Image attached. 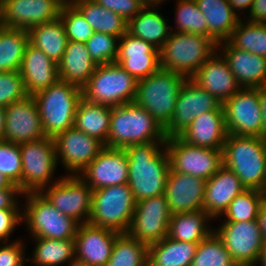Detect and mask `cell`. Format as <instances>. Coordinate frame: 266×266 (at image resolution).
<instances>
[{"label":"cell","instance_id":"obj_43","mask_svg":"<svg viewBox=\"0 0 266 266\" xmlns=\"http://www.w3.org/2000/svg\"><path fill=\"white\" fill-rule=\"evenodd\" d=\"M191 266H237L222 240L213 231L198 243Z\"/></svg>","mask_w":266,"mask_h":266},{"label":"cell","instance_id":"obj_64","mask_svg":"<svg viewBox=\"0 0 266 266\" xmlns=\"http://www.w3.org/2000/svg\"><path fill=\"white\" fill-rule=\"evenodd\" d=\"M265 157H266V139H265Z\"/></svg>","mask_w":266,"mask_h":266},{"label":"cell","instance_id":"obj_27","mask_svg":"<svg viewBox=\"0 0 266 266\" xmlns=\"http://www.w3.org/2000/svg\"><path fill=\"white\" fill-rule=\"evenodd\" d=\"M245 189L238 176L222 166L206 181L203 211L212 219L223 216L230 202Z\"/></svg>","mask_w":266,"mask_h":266},{"label":"cell","instance_id":"obj_6","mask_svg":"<svg viewBox=\"0 0 266 266\" xmlns=\"http://www.w3.org/2000/svg\"><path fill=\"white\" fill-rule=\"evenodd\" d=\"M217 48L209 37L172 31L160 49V65L191 78Z\"/></svg>","mask_w":266,"mask_h":266},{"label":"cell","instance_id":"obj_5","mask_svg":"<svg viewBox=\"0 0 266 266\" xmlns=\"http://www.w3.org/2000/svg\"><path fill=\"white\" fill-rule=\"evenodd\" d=\"M186 77L160 68L154 74L137 81L134 102L147 110L165 128L175 111L177 96Z\"/></svg>","mask_w":266,"mask_h":266},{"label":"cell","instance_id":"obj_63","mask_svg":"<svg viewBox=\"0 0 266 266\" xmlns=\"http://www.w3.org/2000/svg\"><path fill=\"white\" fill-rule=\"evenodd\" d=\"M0 20H1V0H0Z\"/></svg>","mask_w":266,"mask_h":266},{"label":"cell","instance_id":"obj_55","mask_svg":"<svg viewBox=\"0 0 266 266\" xmlns=\"http://www.w3.org/2000/svg\"><path fill=\"white\" fill-rule=\"evenodd\" d=\"M228 2L232 7V9L234 10V12L237 14L241 10L242 13L244 12L243 10H248V12H250L254 0H228Z\"/></svg>","mask_w":266,"mask_h":266},{"label":"cell","instance_id":"obj_13","mask_svg":"<svg viewBox=\"0 0 266 266\" xmlns=\"http://www.w3.org/2000/svg\"><path fill=\"white\" fill-rule=\"evenodd\" d=\"M237 266L256 265L265 243L257 220L224 222L214 229Z\"/></svg>","mask_w":266,"mask_h":266},{"label":"cell","instance_id":"obj_57","mask_svg":"<svg viewBox=\"0 0 266 266\" xmlns=\"http://www.w3.org/2000/svg\"><path fill=\"white\" fill-rule=\"evenodd\" d=\"M13 184L0 173V189L10 188Z\"/></svg>","mask_w":266,"mask_h":266},{"label":"cell","instance_id":"obj_25","mask_svg":"<svg viewBox=\"0 0 266 266\" xmlns=\"http://www.w3.org/2000/svg\"><path fill=\"white\" fill-rule=\"evenodd\" d=\"M241 88L266 85V58L235 48L229 41L217 44ZM221 49V50H220Z\"/></svg>","mask_w":266,"mask_h":266},{"label":"cell","instance_id":"obj_61","mask_svg":"<svg viewBox=\"0 0 266 266\" xmlns=\"http://www.w3.org/2000/svg\"><path fill=\"white\" fill-rule=\"evenodd\" d=\"M138 1L141 2L144 6H150L151 5L150 0H138Z\"/></svg>","mask_w":266,"mask_h":266},{"label":"cell","instance_id":"obj_7","mask_svg":"<svg viewBox=\"0 0 266 266\" xmlns=\"http://www.w3.org/2000/svg\"><path fill=\"white\" fill-rule=\"evenodd\" d=\"M137 80L116 62L97 65L82 88V97L90 103L111 107L134 102Z\"/></svg>","mask_w":266,"mask_h":266},{"label":"cell","instance_id":"obj_29","mask_svg":"<svg viewBox=\"0 0 266 266\" xmlns=\"http://www.w3.org/2000/svg\"><path fill=\"white\" fill-rule=\"evenodd\" d=\"M96 66L85 43L68 41L58 63L59 80L82 89L93 75Z\"/></svg>","mask_w":266,"mask_h":266},{"label":"cell","instance_id":"obj_60","mask_svg":"<svg viewBox=\"0 0 266 266\" xmlns=\"http://www.w3.org/2000/svg\"><path fill=\"white\" fill-rule=\"evenodd\" d=\"M151 1V5H157L158 7H160L159 5H161L165 0H150Z\"/></svg>","mask_w":266,"mask_h":266},{"label":"cell","instance_id":"obj_2","mask_svg":"<svg viewBox=\"0 0 266 266\" xmlns=\"http://www.w3.org/2000/svg\"><path fill=\"white\" fill-rule=\"evenodd\" d=\"M223 166L233 171L246 189L266 192L265 139L227 134Z\"/></svg>","mask_w":266,"mask_h":266},{"label":"cell","instance_id":"obj_39","mask_svg":"<svg viewBox=\"0 0 266 266\" xmlns=\"http://www.w3.org/2000/svg\"><path fill=\"white\" fill-rule=\"evenodd\" d=\"M147 264L148 245L131 237L128 233H119L106 266H145Z\"/></svg>","mask_w":266,"mask_h":266},{"label":"cell","instance_id":"obj_15","mask_svg":"<svg viewBox=\"0 0 266 266\" xmlns=\"http://www.w3.org/2000/svg\"><path fill=\"white\" fill-rule=\"evenodd\" d=\"M222 106L228 134L262 137L258 88H241Z\"/></svg>","mask_w":266,"mask_h":266},{"label":"cell","instance_id":"obj_46","mask_svg":"<svg viewBox=\"0 0 266 266\" xmlns=\"http://www.w3.org/2000/svg\"><path fill=\"white\" fill-rule=\"evenodd\" d=\"M0 173L22 191V159L19 144L0 141Z\"/></svg>","mask_w":266,"mask_h":266},{"label":"cell","instance_id":"obj_50","mask_svg":"<svg viewBox=\"0 0 266 266\" xmlns=\"http://www.w3.org/2000/svg\"><path fill=\"white\" fill-rule=\"evenodd\" d=\"M22 210L0 209V243L8 242L18 224L22 223Z\"/></svg>","mask_w":266,"mask_h":266},{"label":"cell","instance_id":"obj_1","mask_svg":"<svg viewBox=\"0 0 266 266\" xmlns=\"http://www.w3.org/2000/svg\"><path fill=\"white\" fill-rule=\"evenodd\" d=\"M124 150L128 158V185L136 202L164 194L170 171L165 142L132 144Z\"/></svg>","mask_w":266,"mask_h":266},{"label":"cell","instance_id":"obj_21","mask_svg":"<svg viewBox=\"0 0 266 266\" xmlns=\"http://www.w3.org/2000/svg\"><path fill=\"white\" fill-rule=\"evenodd\" d=\"M115 62L139 81L161 68L160 50L126 31L119 38Z\"/></svg>","mask_w":266,"mask_h":266},{"label":"cell","instance_id":"obj_33","mask_svg":"<svg viewBox=\"0 0 266 266\" xmlns=\"http://www.w3.org/2000/svg\"><path fill=\"white\" fill-rule=\"evenodd\" d=\"M111 111V106L90 103L82 98L75 113L74 127L107 146Z\"/></svg>","mask_w":266,"mask_h":266},{"label":"cell","instance_id":"obj_41","mask_svg":"<svg viewBox=\"0 0 266 266\" xmlns=\"http://www.w3.org/2000/svg\"><path fill=\"white\" fill-rule=\"evenodd\" d=\"M266 199V192L245 189L229 204L223 215L225 222H245L257 220L261 204Z\"/></svg>","mask_w":266,"mask_h":266},{"label":"cell","instance_id":"obj_38","mask_svg":"<svg viewBox=\"0 0 266 266\" xmlns=\"http://www.w3.org/2000/svg\"><path fill=\"white\" fill-rule=\"evenodd\" d=\"M36 245L27 261L36 266H59L75 259V241L34 238Z\"/></svg>","mask_w":266,"mask_h":266},{"label":"cell","instance_id":"obj_3","mask_svg":"<svg viewBox=\"0 0 266 266\" xmlns=\"http://www.w3.org/2000/svg\"><path fill=\"white\" fill-rule=\"evenodd\" d=\"M165 130L152 115L135 102L112 107L107 147L165 142Z\"/></svg>","mask_w":266,"mask_h":266},{"label":"cell","instance_id":"obj_40","mask_svg":"<svg viewBox=\"0 0 266 266\" xmlns=\"http://www.w3.org/2000/svg\"><path fill=\"white\" fill-rule=\"evenodd\" d=\"M235 48L266 58V23L239 21L228 40Z\"/></svg>","mask_w":266,"mask_h":266},{"label":"cell","instance_id":"obj_62","mask_svg":"<svg viewBox=\"0 0 266 266\" xmlns=\"http://www.w3.org/2000/svg\"><path fill=\"white\" fill-rule=\"evenodd\" d=\"M64 3H72L75 0H62Z\"/></svg>","mask_w":266,"mask_h":266},{"label":"cell","instance_id":"obj_24","mask_svg":"<svg viewBox=\"0 0 266 266\" xmlns=\"http://www.w3.org/2000/svg\"><path fill=\"white\" fill-rule=\"evenodd\" d=\"M191 79L222 104L241 89L228 62L218 50L199 67Z\"/></svg>","mask_w":266,"mask_h":266},{"label":"cell","instance_id":"obj_12","mask_svg":"<svg viewBox=\"0 0 266 266\" xmlns=\"http://www.w3.org/2000/svg\"><path fill=\"white\" fill-rule=\"evenodd\" d=\"M40 193L59 212L79 224L88 223L93 190L78 175H63Z\"/></svg>","mask_w":266,"mask_h":266},{"label":"cell","instance_id":"obj_37","mask_svg":"<svg viewBox=\"0 0 266 266\" xmlns=\"http://www.w3.org/2000/svg\"><path fill=\"white\" fill-rule=\"evenodd\" d=\"M28 44V30L0 25V72L19 71Z\"/></svg>","mask_w":266,"mask_h":266},{"label":"cell","instance_id":"obj_53","mask_svg":"<svg viewBox=\"0 0 266 266\" xmlns=\"http://www.w3.org/2000/svg\"><path fill=\"white\" fill-rule=\"evenodd\" d=\"M259 104L262 113V138L266 139V85L257 87Z\"/></svg>","mask_w":266,"mask_h":266},{"label":"cell","instance_id":"obj_34","mask_svg":"<svg viewBox=\"0 0 266 266\" xmlns=\"http://www.w3.org/2000/svg\"><path fill=\"white\" fill-rule=\"evenodd\" d=\"M198 243L173 240L165 237L148 245L150 266H191Z\"/></svg>","mask_w":266,"mask_h":266},{"label":"cell","instance_id":"obj_49","mask_svg":"<svg viewBox=\"0 0 266 266\" xmlns=\"http://www.w3.org/2000/svg\"><path fill=\"white\" fill-rule=\"evenodd\" d=\"M107 10H111L129 22L144 5L138 0H94Z\"/></svg>","mask_w":266,"mask_h":266},{"label":"cell","instance_id":"obj_22","mask_svg":"<svg viewBox=\"0 0 266 266\" xmlns=\"http://www.w3.org/2000/svg\"><path fill=\"white\" fill-rule=\"evenodd\" d=\"M119 232L95 226L79 224L75 236V258L90 266H106Z\"/></svg>","mask_w":266,"mask_h":266},{"label":"cell","instance_id":"obj_17","mask_svg":"<svg viewBox=\"0 0 266 266\" xmlns=\"http://www.w3.org/2000/svg\"><path fill=\"white\" fill-rule=\"evenodd\" d=\"M57 163L63 164L68 175H79L101 152L105 144L75 127L54 138Z\"/></svg>","mask_w":266,"mask_h":266},{"label":"cell","instance_id":"obj_9","mask_svg":"<svg viewBox=\"0 0 266 266\" xmlns=\"http://www.w3.org/2000/svg\"><path fill=\"white\" fill-rule=\"evenodd\" d=\"M136 200L128 183L93 190L88 223L127 233Z\"/></svg>","mask_w":266,"mask_h":266},{"label":"cell","instance_id":"obj_59","mask_svg":"<svg viewBox=\"0 0 266 266\" xmlns=\"http://www.w3.org/2000/svg\"><path fill=\"white\" fill-rule=\"evenodd\" d=\"M68 266H90L86 262H82L80 260H77L76 258L69 263Z\"/></svg>","mask_w":266,"mask_h":266},{"label":"cell","instance_id":"obj_36","mask_svg":"<svg viewBox=\"0 0 266 266\" xmlns=\"http://www.w3.org/2000/svg\"><path fill=\"white\" fill-rule=\"evenodd\" d=\"M72 4L81 12L94 32L120 38L127 31V21L116 12L105 9L94 0H75Z\"/></svg>","mask_w":266,"mask_h":266},{"label":"cell","instance_id":"obj_20","mask_svg":"<svg viewBox=\"0 0 266 266\" xmlns=\"http://www.w3.org/2000/svg\"><path fill=\"white\" fill-rule=\"evenodd\" d=\"M128 158L124 149L105 146L78 175L92 190L128 183Z\"/></svg>","mask_w":266,"mask_h":266},{"label":"cell","instance_id":"obj_47","mask_svg":"<svg viewBox=\"0 0 266 266\" xmlns=\"http://www.w3.org/2000/svg\"><path fill=\"white\" fill-rule=\"evenodd\" d=\"M27 96L19 71L0 72V107L6 108Z\"/></svg>","mask_w":266,"mask_h":266},{"label":"cell","instance_id":"obj_56","mask_svg":"<svg viewBox=\"0 0 266 266\" xmlns=\"http://www.w3.org/2000/svg\"><path fill=\"white\" fill-rule=\"evenodd\" d=\"M5 114L4 108L0 107V141L4 140Z\"/></svg>","mask_w":266,"mask_h":266},{"label":"cell","instance_id":"obj_18","mask_svg":"<svg viewBox=\"0 0 266 266\" xmlns=\"http://www.w3.org/2000/svg\"><path fill=\"white\" fill-rule=\"evenodd\" d=\"M62 0H1L0 25L29 30L60 17Z\"/></svg>","mask_w":266,"mask_h":266},{"label":"cell","instance_id":"obj_31","mask_svg":"<svg viewBox=\"0 0 266 266\" xmlns=\"http://www.w3.org/2000/svg\"><path fill=\"white\" fill-rule=\"evenodd\" d=\"M207 18L209 38L216 44L228 41L241 17L234 12L228 0H195Z\"/></svg>","mask_w":266,"mask_h":266},{"label":"cell","instance_id":"obj_28","mask_svg":"<svg viewBox=\"0 0 266 266\" xmlns=\"http://www.w3.org/2000/svg\"><path fill=\"white\" fill-rule=\"evenodd\" d=\"M227 134L224 110H212L196 117L178 137L192 146L222 150Z\"/></svg>","mask_w":266,"mask_h":266},{"label":"cell","instance_id":"obj_14","mask_svg":"<svg viewBox=\"0 0 266 266\" xmlns=\"http://www.w3.org/2000/svg\"><path fill=\"white\" fill-rule=\"evenodd\" d=\"M171 212L164 194L136 202L128 234L151 245L168 235Z\"/></svg>","mask_w":266,"mask_h":266},{"label":"cell","instance_id":"obj_44","mask_svg":"<svg viewBox=\"0 0 266 266\" xmlns=\"http://www.w3.org/2000/svg\"><path fill=\"white\" fill-rule=\"evenodd\" d=\"M59 18L63 24L68 41L86 43L94 34L93 28L72 3H64L62 5Z\"/></svg>","mask_w":266,"mask_h":266},{"label":"cell","instance_id":"obj_4","mask_svg":"<svg viewBox=\"0 0 266 266\" xmlns=\"http://www.w3.org/2000/svg\"><path fill=\"white\" fill-rule=\"evenodd\" d=\"M46 137L57 135L74 127L75 113L82 97L76 85L58 81L33 95Z\"/></svg>","mask_w":266,"mask_h":266},{"label":"cell","instance_id":"obj_45","mask_svg":"<svg viewBox=\"0 0 266 266\" xmlns=\"http://www.w3.org/2000/svg\"><path fill=\"white\" fill-rule=\"evenodd\" d=\"M119 38L114 35L94 32L85 45L96 65L114 63L118 55Z\"/></svg>","mask_w":266,"mask_h":266},{"label":"cell","instance_id":"obj_23","mask_svg":"<svg viewBox=\"0 0 266 266\" xmlns=\"http://www.w3.org/2000/svg\"><path fill=\"white\" fill-rule=\"evenodd\" d=\"M206 181L170 169L164 195L171 214L203 210Z\"/></svg>","mask_w":266,"mask_h":266},{"label":"cell","instance_id":"obj_42","mask_svg":"<svg viewBox=\"0 0 266 266\" xmlns=\"http://www.w3.org/2000/svg\"><path fill=\"white\" fill-rule=\"evenodd\" d=\"M174 32L199 34L209 37L207 18L198 8L195 0H177Z\"/></svg>","mask_w":266,"mask_h":266},{"label":"cell","instance_id":"obj_11","mask_svg":"<svg viewBox=\"0 0 266 266\" xmlns=\"http://www.w3.org/2000/svg\"><path fill=\"white\" fill-rule=\"evenodd\" d=\"M170 169L172 171L198 177L207 181L222 166V150L192 146L178 136L165 141Z\"/></svg>","mask_w":266,"mask_h":266},{"label":"cell","instance_id":"obj_19","mask_svg":"<svg viewBox=\"0 0 266 266\" xmlns=\"http://www.w3.org/2000/svg\"><path fill=\"white\" fill-rule=\"evenodd\" d=\"M4 140L15 144L45 138L39 110L33 96L13 102L4 108Z\"/></svg>","mask_w":266,"mask_h":266},{"label":"cell","instance_id":"obj_48","mask_svg":"<svg viewBox=\"0 0 266 266\" xmlns=\"http://www.w3.org/2000/svg\"><path fill=\"white\" fill-rule=\"evenodd\" d=\"M23 242L18 239L0 244V266H23L25 262H28Z\"/></svg>","mask_w":266,"mask_h":266},{"label":"cell","instance_id":"obj_8","mask_svg":"<svg viewBox=\"0 0 266 266\" xmlns=\"http://www.w3.org/2000/svg\"><path fill=\"white\" fill-rule=\"evenodd\" d=\"M22 222L34 238L74 240L79 223L59 212L40 192L23 193Z\"/></svg>","mask_w":266,"mask_h":266},{"label":"cell","instance_id":"obj_32","mask_svg":"<svg viewBox=\"0 0 266 266\" xmlns=\"http://www.w3.org/2000/svg\"><path fill=\"white\" fill-rule=\"evenodd\" d=\"M211 220L213 219L203 210L172 214L167 237L177 241L199 243L214 231L208 225Z\"/></svg>","mask_w":266,"mask_h":266},{"label":"cell","instance_id":"obj_51","mask_svg":"<svg viewBox=\"0 0 266 266\" xmlns=\"http://www.w3.org/2000/svg\"><path fill=\"white\" fill-rule=\"evenodd\" d=\"M23 195L19 186L13 184L10 188L0 189V209H19L17 197Z\"/></svg>","mask_w":266,"mask_h":266},{"label":"cell","instance_id":"obj_52","mask_svg":"<svg viewBox=\"0 0 266 266\" xmlns=\"http://www.w3.org/2000/svg\"><path fill=\"white\" fill-rule=\"evenodd\" d=\"M248 14V17H246L247 21L266 23V0H254Z\"/></svg>","mask_w":266,"mask_h":266},{"label":"cell","instance_id":"obj_58","mask_svg":"<svg viewBox=\"0 0 266 266\" xmlns=\"http://www.w3.org/2000/svg\"><path fill=\"white\" fill-rule=\"evenodd\" d=\"M256 264H260L261 266H266V245L262 252L260 253V256L256 262Z\"/></svg>","mask_w":266,"mask_h":266},{"label":"cell","instance_id":"obj_10","mask_svg":"<svg viewBox=\"0 0 266 266\" xmlns=\"http://www.w3.org/2000/svg\"><path fill=\"white\" fill-rule=\"evenodd\" d=\"M22 159V192H40L55 182L57 164L55 141L45 137L19 144Z\"/></svg>","mask_w":266,"mask_h":266},{"label":"cell","instance_id":"obj_30","mask_svg":"<svg viewBox=\"0 0 266 266\" xmlns=\"http://www.w3.org/2000/svg\"><path fill=\"white\" fill-rule=\"evenodd\" d=\"M156 9L157 5L144 6L128 22L127 31L160 50L170 36L173 27L168 25L167 19Z\"/></svg>","mask_w":266,"mask_h":266},{"label":"cell","instance_id":"obj_16","mask_svg":"<svg viewBox=\"0 0 266 266\" xmlns=\"http://www.w3.org/2000/svg\"><path fill=\"white\" fill-rule=\"evenodd\" d=\"M212 110H223L222 103L187 78L179 90L172 119L164 128L166 137L178 136L196 117Z\"/></svg>","mask_w":266,"mask_h":266},{"label":"cell","instance_id":"obj_35","mask_svg":"<svg viewBox=\"0 0 266 266\" xmlns=\"http://www.w3.org/2000/svg\"><path fill=\"white\" fill-rule=\"evenodd\" d=\"M29 43L42 50L58 64L64 54L68 39L60 18L37 24L28 30Z\"/></svg>","mask_w":266,"mask_h":266},{"label":"cell","instance_id":"obj_54","mask_svg":"<svg viewBox=\"0 0 266 266\" xmlns=\"http://www.w3.org/2000/svg\"><path fill=\"white\" fill-rule=\"evenodd\" d=\"M257 222L260 227V231H261L264 243L266 245V199L260 206L258 217H257Z\"/></svg>","mask_w":266,"mask_h":266},{"label":"cell","instance_id":"obj_26","mask_svg":"<svg viewBox=\"0 0 266 266\" xmlns=\"http://www.w3.org/2000/svg\"><path fill=\"white\" fill-rule=\"evenodd\" d=\"M19 72L24 89L30 96L59 81L58 64L30 43L25 49Z\"/></svg>","mask_w":266,"mask_h":266}]
</instances>
